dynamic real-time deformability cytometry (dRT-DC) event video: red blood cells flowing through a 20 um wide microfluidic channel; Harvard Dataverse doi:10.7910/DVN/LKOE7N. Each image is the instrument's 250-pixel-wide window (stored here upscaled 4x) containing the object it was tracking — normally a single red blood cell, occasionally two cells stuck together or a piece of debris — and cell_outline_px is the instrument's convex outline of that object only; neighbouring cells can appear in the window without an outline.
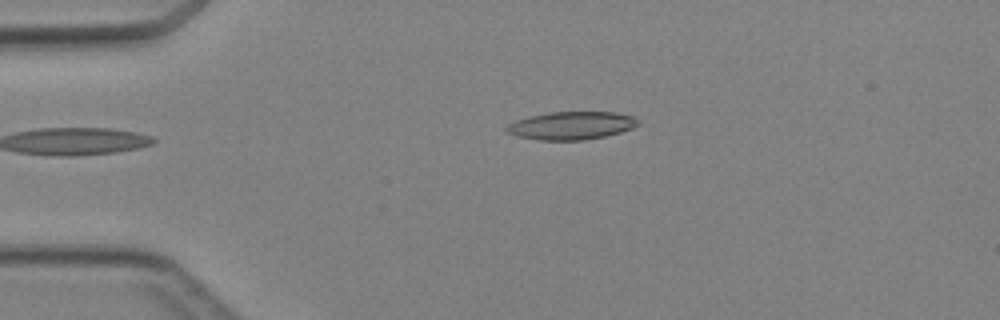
{"species": "Egyptian fruit bat (a non-hibernating species)", "species_latin": "Rousettus aegyptiacus", "temperature_condition": "cold", "stored_images_in_passage": 2, "camera_frame_rate_fps": 3000, "um_per_image_px": 0.085, "animal": {"sex": "female"}, "frame": {"image": 1, "passage_image": 1, "time_ms": 0.0, "image_size_px": [1000, 320], "cell_outline_px": [[640, 124], [632, 128], [620, 132], [604, 136], [584, 140], [540, 140], [516, 136], [508, 132], [504, 128], [508, 124], [516, 120], [528, 116], [548, 112], [616, 112], [632, 116]], "centroid_in_image_um": [48.53, 10.67], "position_along_channel_um": 36.5, "area_um2": 21.39}}